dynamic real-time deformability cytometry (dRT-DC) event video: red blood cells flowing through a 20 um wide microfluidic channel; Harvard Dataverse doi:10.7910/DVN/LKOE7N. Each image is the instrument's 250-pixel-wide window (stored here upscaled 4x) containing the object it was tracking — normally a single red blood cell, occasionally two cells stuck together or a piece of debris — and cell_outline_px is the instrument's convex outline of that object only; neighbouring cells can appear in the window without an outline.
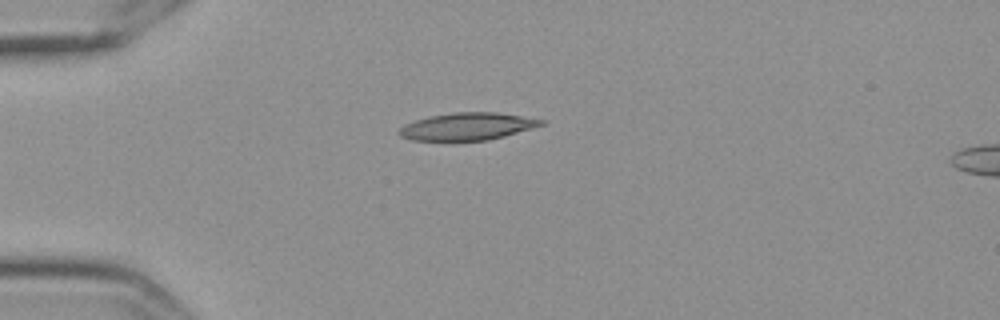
{"species": "Egyptian fruit bat (a non-hibernating species)", "species_latin": "Rousettus aegyptiacus", "temperature_condition": "cold", "stored_images_in_passage": 38, "camera_frame_rate_fps": 3000, "um_per_image_px": 0.085, "frame": {"image": 1, "passage_image": 1, "time_ms": 0.0, "image_size_px": [1000, 320], "cell_outline_px": [[544, 124], [532, 128], [504, 136], [488, 140], [452, 144], [412, 140], [400, 136], [396, 132], [404, 124], [416, 120], [432, 116], [452, 112], [496, 112], [544, 120]], "centroid_in_image_um": [39.63, 10.8], "position_along_channel_um": 45.4, "area_um2": 23.47}}
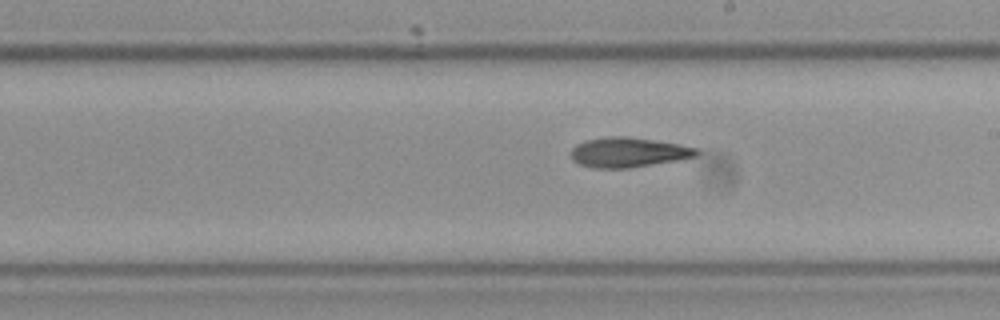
{"frame": {"image": 2, "passage_image": 19, "time_ms": 6.0, "image_size_px": [1000, 320], "cell_outline_px": [[700, 152], [696, 156], [676, 160], [628, 168], [592, 168], [580, 164], [572, 160], [568, 152], [576, 144], [584, 140], [608, 136], [628, 136], [680, 144], [700, 148]], "centroid_in_image_um": [53.37, 12.93], "position_along_channel_um": 235.6, "area_um2": 22.08}}
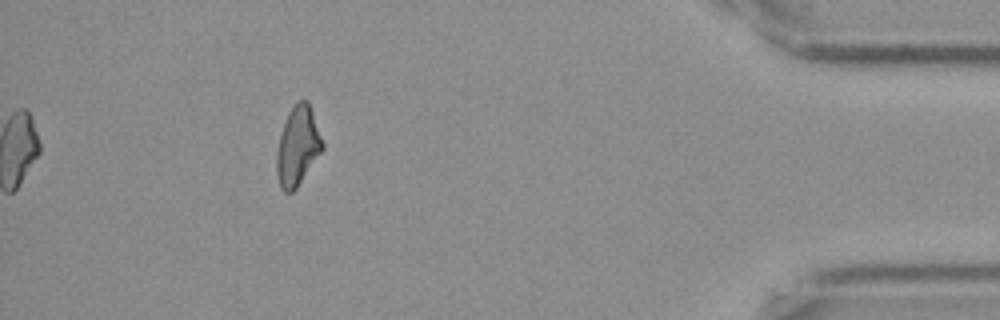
{"frame": {"image": 3, "passage_image": 38, "time_ms": 12.333, "image_size_px": [1000, 320], "cell_outline_px": [[324, 148], [296, 188], [292, 192], [284, 192], [280, 188], [276, 172], [276, 152], [280, 136], [288, 112], [296, 100], [308, 100], [324, 144]], "centroid_in_image_um": [25.29, 12.41], "position_along_channel_um": 409.9, "area_um2": 21.04}}